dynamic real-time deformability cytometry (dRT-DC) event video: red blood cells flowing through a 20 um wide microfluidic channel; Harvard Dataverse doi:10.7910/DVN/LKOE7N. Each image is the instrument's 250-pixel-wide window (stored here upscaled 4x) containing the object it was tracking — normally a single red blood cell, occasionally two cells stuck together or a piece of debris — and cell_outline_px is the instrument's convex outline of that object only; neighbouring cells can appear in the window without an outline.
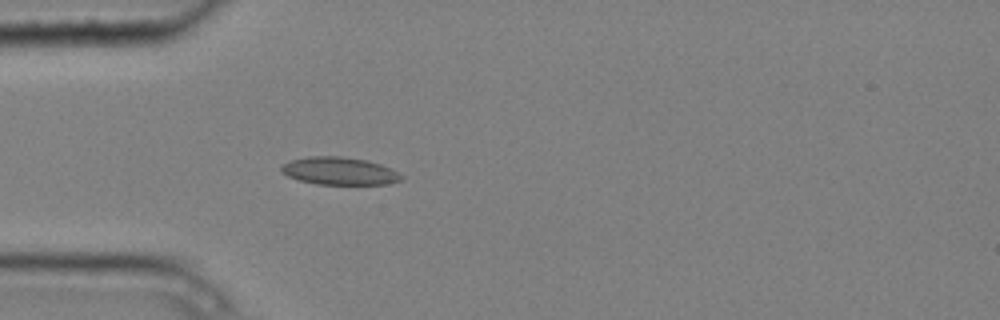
{"species": "common noctule bat (a hibernating species)", "species_latin": "Nyctalus noctula", "temperature_condition": "cold", "stored_images_in_passage": 5, "camera_frame_rate_fps": 3000, "um_per_image_px": 0.085, "animal": {"sex": "male", "body_mass_g": 20.4}, "frame": {"image": 1, "passage_image": 5, "time_ms": 1.333, "image_size_px": [1000, 320], "cell_outline_px": [[404, 176], [400, 180], [388, 184], [316, 184], [300, 180], [288, 176], [280, 172], [280, 168], [284, 164], [292, 160], [308, 156], [340, 156], [368, 160], [380, 164]], "centroid_in_image_um": [28.83, 14.53], "position_along_channel_um": 56.2, "area_um2": 19.19}}